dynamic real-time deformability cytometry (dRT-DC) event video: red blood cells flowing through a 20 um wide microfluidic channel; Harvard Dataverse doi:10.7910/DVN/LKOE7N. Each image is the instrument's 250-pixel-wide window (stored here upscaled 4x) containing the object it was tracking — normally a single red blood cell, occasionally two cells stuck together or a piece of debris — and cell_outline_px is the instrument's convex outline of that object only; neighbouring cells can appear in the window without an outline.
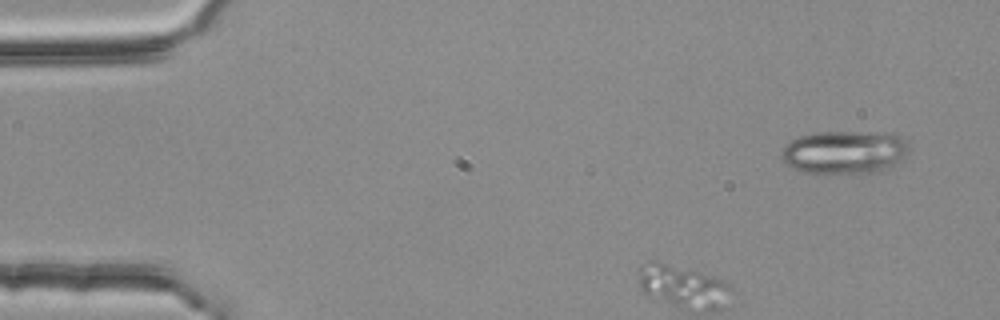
{"species": "common noctule bat (a hibernating species)", "species_latin": "Nyctalus noctula", "temperature_condition": "room temperature", "stored_images_in_passage": 5, "camera_frame_rate_fps": 3000, "um_per_image_px": 0.085, "animal": {"sex": "female", "body_mass_g": 25.1}, "frame": {"image": 1, "passage_image": 1, "time_ms": 0.0, "image_size_px": [1000, 320], "cell_outline_px": [[908, 152], [904, 156], [888, 168], [876, 172], [824, 176], [800, 172], [792, 168], [780, 156], [780, 152], [788, 140], [800, 136], [816, 132], [888, 132], [900, 136], [908, 140]], "centroid_in_image_um": [71.74, 12.96], "position_along_channel_um": 13.3, "area_um2": 33.18}}